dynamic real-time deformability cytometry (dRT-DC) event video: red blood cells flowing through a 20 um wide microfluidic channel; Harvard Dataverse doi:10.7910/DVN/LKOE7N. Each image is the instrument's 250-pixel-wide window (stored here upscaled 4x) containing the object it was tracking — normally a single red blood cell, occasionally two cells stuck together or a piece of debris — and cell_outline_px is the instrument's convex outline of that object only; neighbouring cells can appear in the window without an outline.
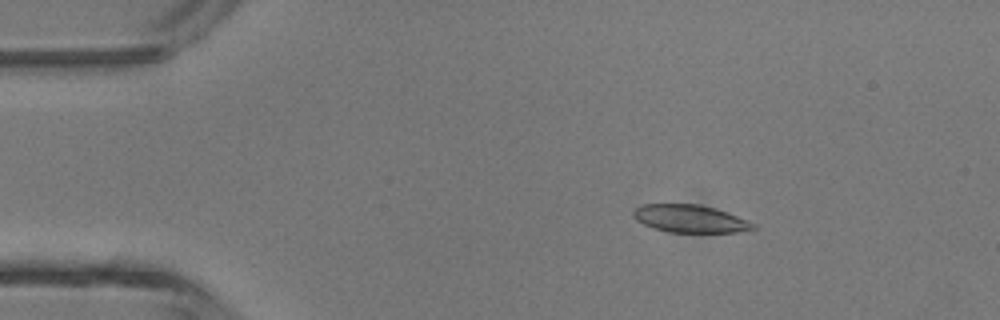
{"species": "common noctule bat (a hibernating species)", "species_latin": "Nyctalus noctula", "temperature_condition": "room temperature", "stored_images_in_passage": 4, "camera_frame_rate_fps": 3000, "um_per_image_px": 0.085, "animal": {"sex": "male", "body_mass_g": 13.3}, "frame": {"image": 1, "passage_image": 2, "time_ms": 0.333, "image_size_px": [1000, 320], "cell_outline_px": [[756, 228], [736, 232], [668, 232], [652, 228], [636, 220], [632, 216], [632, 212], [640, 204], [700, 204], [716, 208], [728, 212], [748, 220], [756, 224]], "centroid_in_image_um": [58.64, 18.58], "position_along_channel_um": 26.4, "area_um2": 19.48}}